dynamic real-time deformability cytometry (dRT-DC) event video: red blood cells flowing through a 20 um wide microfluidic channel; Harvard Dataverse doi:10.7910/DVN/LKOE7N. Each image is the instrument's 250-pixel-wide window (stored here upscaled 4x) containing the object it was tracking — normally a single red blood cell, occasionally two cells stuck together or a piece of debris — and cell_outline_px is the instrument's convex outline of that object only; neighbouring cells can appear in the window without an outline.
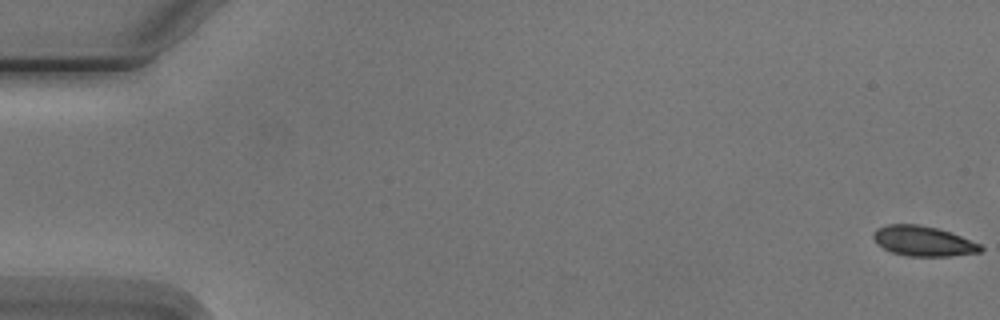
{"species": "Egyptian fruit bat (a non-hibernating species)", "species_latin": "Rousettus aegyptiacus", "temperature_condition": "cold", "stored_images_in_passage": 8, "camera_frame_rate_fps": 3000, "um_per_image_px": 0.085, "animal": {"sex": "male"}, "frame": {"image": 1, "passage_image": 1, "time_ms": 0.0, "image_size_px": [1000, 320], "cell_outline_px": [[984, 248], [980, 252], [952, 256], [908, 256], [892, 252], [876, 244], [872, 236], [876, 228], [888, 224], [916, 224], [936, 228], [960, 236], [980, 244]], "centroid_in_image_um": [78.44, 20.5], "position_along_channel_um": 6.6, "area_um2": 18.67}}
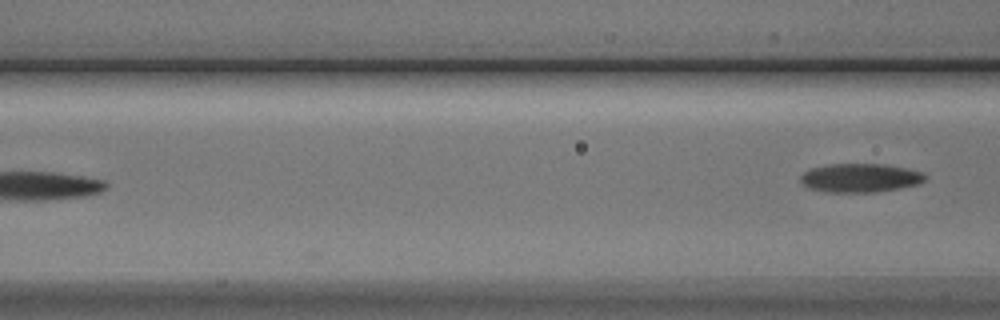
{"frame": {"image": 2, "passage_image": 8, "time_ms": 8.333, "image_size_px": [1000, 320], "cell_outline_px": [[928, 176], [920, 184], [900, 188], [876, 192], [828, 192], [808, 188], [800, 180], [800, 176], [804, 172], [812, 168], [828, 164], [884, 164], [904, 168], [920, 172]], "centroid_in_image_um": [73.11, 15.12], "position_along_channel_um": 93.5, "area_um2": 20.81}}